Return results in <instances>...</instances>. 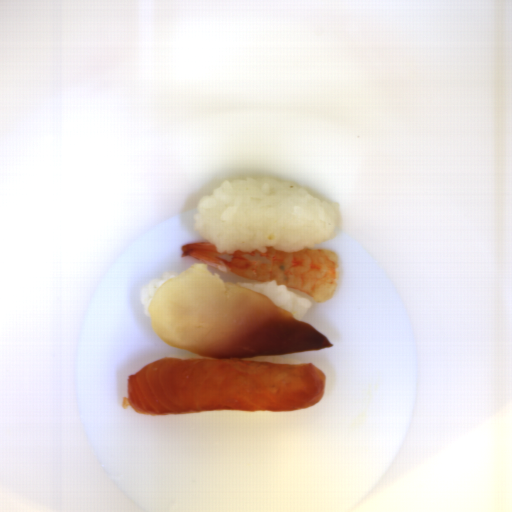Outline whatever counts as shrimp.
Returning a JSON list of instances; mask_svg holds the SVG:
<instances>
[{
	"mask_svg": "<svg viewBox=\"0 0 512 512\" xmlns=\"http://www.w3.org/2000/svg\"><path fill=\"white\" fill-rule=\"evenodd\" d=\"M180 256H192L213 270L249 282L274 280L276 286L298 290L318 303L331 299L339 285L335 250L302 247L286 252L267 246L265 252L224 254L203 240L181 246Z\"/></svg>",
	"mask_w": 512,
	"mask_h": 512,
	"instance_id": "obj_1",
	"label": "shrimp"
}]
</instances>
